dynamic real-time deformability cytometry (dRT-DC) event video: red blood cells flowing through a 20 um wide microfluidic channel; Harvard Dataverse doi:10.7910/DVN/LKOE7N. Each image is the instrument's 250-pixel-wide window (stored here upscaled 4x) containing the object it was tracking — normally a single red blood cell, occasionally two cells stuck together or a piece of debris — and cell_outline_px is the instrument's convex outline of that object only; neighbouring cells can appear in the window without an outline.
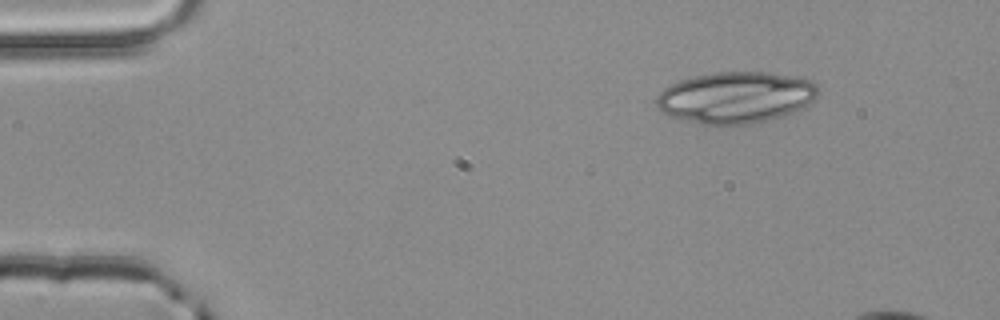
{"species": "common noctule bat (a hibernating species)", "species_latin": "Nyctalus noctula", "temperature_condition": "room temperature", "stored_images_in_passage": 3, "camera_frame_rate_fps": 3000, "um_per_image_px": 0.085, "animal": {"sex": "male", "body_mass_g": 20.4}, "frame": {"image": 1, "passage_image": 1, "time_ms": 0.0, "image_size_px": [1000, 320], "cell_outline_px": [[816, 96], [808, 108], [784, 116], [768, 120], [748, 124], [700, 124], [672, 116], [664, 112], [656, 104], [656, 96], [664, 88], [680, 80], [696, 76], [716, 72], [764, 72], [796, 76], [812, 80], [816, 84]], "centroid_in_image_um": [62.6, 8.28], "position_along_channel_um": 22.4, "area_um2": 48.49}}